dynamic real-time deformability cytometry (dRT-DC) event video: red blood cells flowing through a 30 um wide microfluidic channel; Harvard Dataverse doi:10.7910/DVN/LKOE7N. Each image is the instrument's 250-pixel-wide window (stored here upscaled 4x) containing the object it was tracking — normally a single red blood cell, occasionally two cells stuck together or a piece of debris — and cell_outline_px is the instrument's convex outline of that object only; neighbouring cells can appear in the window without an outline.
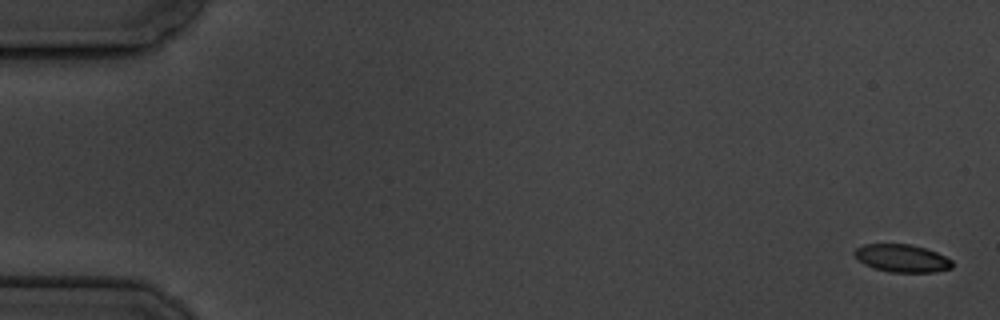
{"species": "common noctule bat (a hibernating species)", "species_latin": "Nyctalus noctula", "temperature_condition": "cold", "stored_images_in_passage": 5, "camera_frame_rate_fps": 3000, "um_per_image_px": 0.085, "animal": {"sex": "male", "body_mass_g": 19.5, "forearm_length_mm": 54.6}, "frame": {"image": 1, "passage_image": 1, "time_ms": 0.0, "image_size_px": [1000, 320], "cell_outline_px": [[952, 268], [936, 272], [888, 272], [872, 268], [864, 264], [852, 252], [856, 248], [864, 244], [908, 244], [924, 248], [936, 252], [952, 260]], "centroid_in_image_um": [76.65, 21.96], "position_along_channel_um": 8.3, "area_um2": 15.78}}
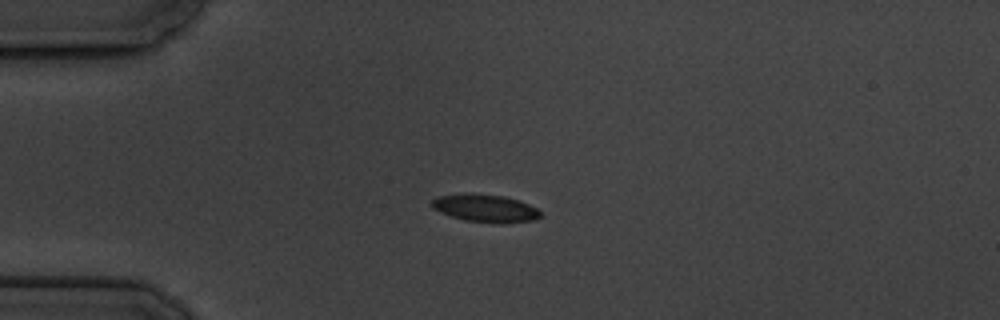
{"frame": {"image": 2, "passage_image": 5, "time_ms": 4.667, "image_size_px": [1000, 320], "cell_outline_px": [[540, 216], [536, 220], [500, 224], [464, 220], [440, 212], [432, 208], [432, 200], [436, 196], [464, 192], [472, 192], [504, 196], [528, 204], [536, 208], [540, 212]], "centroid_in_image_um": [41.22, 17.69], "position_along_channel_um": 43.8, "area_um2": 17.8}}